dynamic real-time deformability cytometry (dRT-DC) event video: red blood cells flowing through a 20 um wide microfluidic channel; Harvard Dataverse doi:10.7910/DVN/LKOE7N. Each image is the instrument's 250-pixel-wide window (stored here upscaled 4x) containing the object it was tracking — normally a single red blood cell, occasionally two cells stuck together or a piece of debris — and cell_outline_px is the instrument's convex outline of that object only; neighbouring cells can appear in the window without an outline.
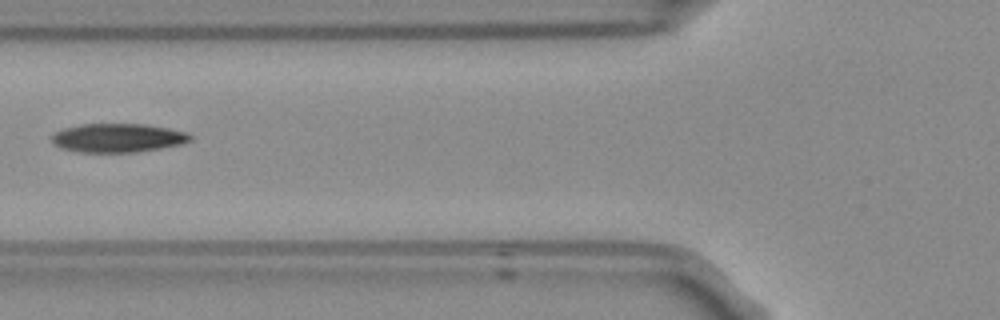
{"species": "Egyptian fruit bat (a non-hibernating species)", "species_latin": "Rousettus aegyptiacus", "temperature_condition": "room temperature", "stored_images_in_passage": 6, "camera_frame_rate_fps": 3000, "um_per_image_px": 0.085, "frame": {"image": 1, "passage_image": 5, "time_ms": 1.333, "image_size_px": [1000, 320], "cell_outline_px": [[192, 140], [180, 144], [160, 148], [136, 152], [80, 152], [64, 148], [52, 144], [52, 136], [56, 132], [64, 128], [80, 124], [144, 124], [168, 128], [188, 132], [192, 136]], "centroid_in_image_um": [10.03, 11.71], "position_along_channel_um": 115.8, "area_um2": 23.12}}